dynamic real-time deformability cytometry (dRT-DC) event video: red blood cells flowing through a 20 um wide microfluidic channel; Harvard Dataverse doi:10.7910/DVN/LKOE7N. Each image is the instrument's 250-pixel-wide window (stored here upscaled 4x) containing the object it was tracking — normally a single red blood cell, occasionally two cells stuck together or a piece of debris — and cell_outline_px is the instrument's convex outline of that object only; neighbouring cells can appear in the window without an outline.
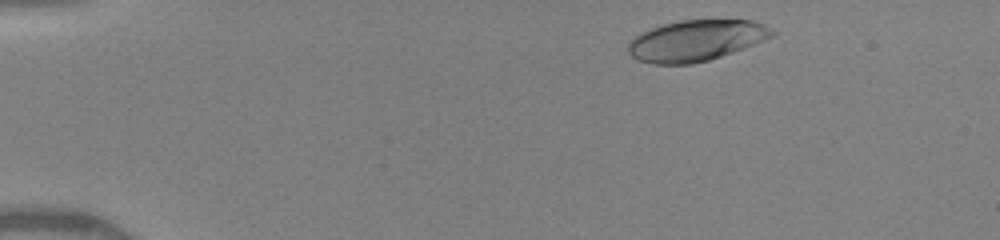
{"species": "human", "species_latin": "Homo sapiens", "temperature_condition": "warm", "stored_images_in_passage": 46, "camera_frame_rate_fps": 3000, "um_per_image_px": 0.085, "donor": {"sex": "female"}, "frame": {"image": 1, "passage_image": 3, "time_ms": 0.667, "image_size_px": [1000, 240], "cell_outline_px": [[776, 32], [772, 36], [744, 48], [708, 60], [692, 64], [656, 64], [640, 60], [632, 56], [628, 52], [628, 44], [640, 32], [660, 24], [680, 20], [752, 20], [764, 24], [772, 28]], "centroid_in_image_um": [59.16, 3.43], "position_along_channel_um": 25.8, "area_um2": 34.22}}
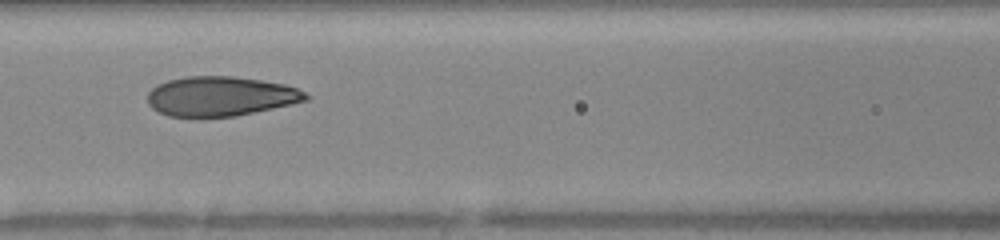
{"frame": {"image": 2, "passage_image": 26, "time_ms": 5.667, "image_size_px": [1000, 240], "cell_outline_px": [[312, 96], [308, 100], [292, 104], [232, 116], [168, 116], [152, 108], [148, 104], [148, 92], [152, 88], [168, 80], [188, 76], [232, 76], [260, 80], [284, 84], [296, 88]], "centroid_in_image_um": [18.76, 8.17], "position_along_channel_um": 147.8, "area_um2": 36.13}}
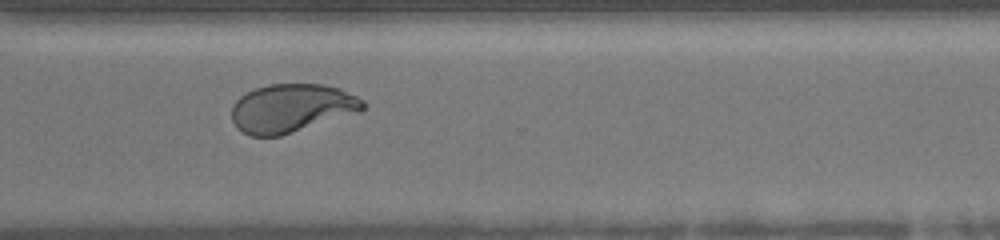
{"frame": {"image": 3, "passage_image": 45, "time_ms": 10.333, "image_size_px": [1000, 240], "cell_outline_px": [[368, 108], [360, 112], [280, 136], [252, 136], [236, 128], [232, 120], [232, 104], [240, 96], [256, 88], [268, 84], [324, 84], [340, 88], [364, 100]], "centroid_in_image_um": [24.81, 9.19], "position_along_channel_um": 345.8, "area_um2": 37.28}}